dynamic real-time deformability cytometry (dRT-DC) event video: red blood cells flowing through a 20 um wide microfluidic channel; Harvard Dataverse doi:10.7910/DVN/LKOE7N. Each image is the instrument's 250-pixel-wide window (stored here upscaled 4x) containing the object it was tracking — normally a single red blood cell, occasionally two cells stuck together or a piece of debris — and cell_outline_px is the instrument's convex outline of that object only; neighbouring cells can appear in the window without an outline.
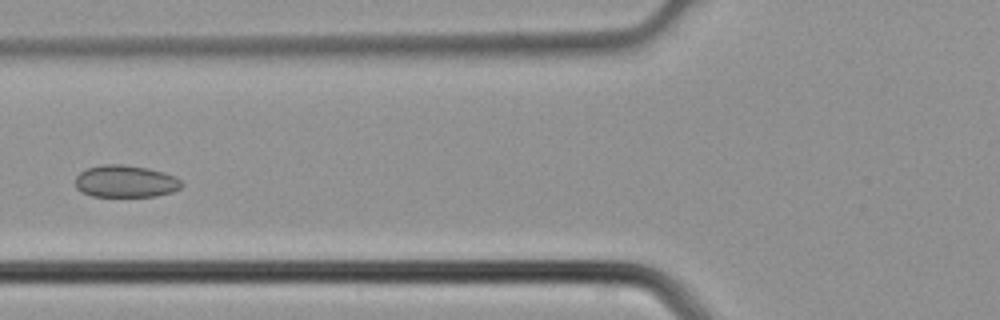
{"species": "common noctule bat (a hibernating species)", "species_latin": "Nyctalus noctula", "temperature_condition": "cold", "stored_images_in_passage": 4, "camera_frame_rate_fps": 3000, "um_per_image_px": 0.085, "animal": {"sex": "male", "body_mass_g": 21.5, "forearm_length_mm": 52.0}, "frame": {"image": 1, "passage_image": 4, "time_ms": 1.0, "image_size_px": [1000, 320], "cell_outline_px": [[184, 184], [180, 188], [172, 192], [156, 196], [92, 196], [80, 192], [76, 188], [76, 176], [80, 172], [88, 168], [100, 164], [124, 164], [148, 168], [164, 172], [176, 176]], "centroid_in_image_um": [10.68, 15.41], "position_along_channel_um": 115.1, "area_um2": 20.11}}